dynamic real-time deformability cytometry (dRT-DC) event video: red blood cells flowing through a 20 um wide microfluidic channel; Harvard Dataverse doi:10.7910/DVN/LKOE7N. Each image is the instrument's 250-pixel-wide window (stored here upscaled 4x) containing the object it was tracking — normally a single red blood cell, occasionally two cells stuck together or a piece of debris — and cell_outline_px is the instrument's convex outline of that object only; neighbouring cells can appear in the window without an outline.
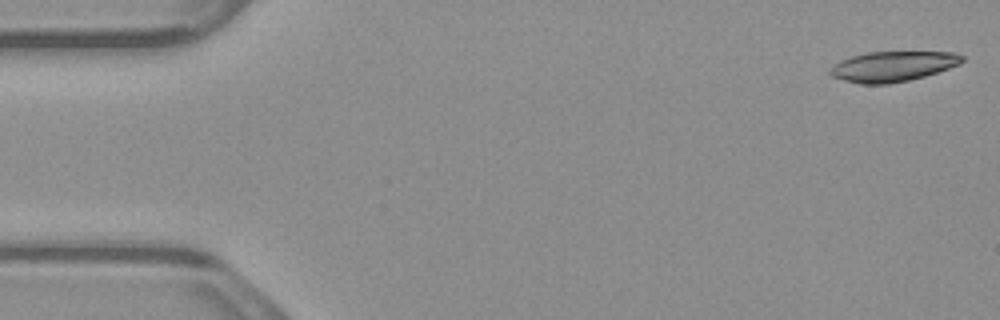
{"species": "common noctule bat (a hibernating species)", "species_latin": "Nyctalus noctula", "temperature_condition": "warm", "stored_images_in_passage": 52, "camera_frame_rate_fps": 3000, "um_per_image_px": 0.085, "animal": {"sex": "male", "body_mass_g": 23.1, "forearm_length_mm": 52.7}, "frame": {"image": 1, "passage_image": 1, "time_ms": 0.0, "image_size_px": [1000, 320], "cell_outline_px": [[964, 60], [960, 64], [924, 76], [908, 80], [888, 84], [860, 84], [844, 80], [832, 76], [828, 72], [828, 68], [840, 60], [852, 56], [868, 52], [952, 52], [964, 56]], "centroid_in_image_um": [75.85, 5.64], "position_along_channel_um": 9.2, "area_um2": 23.18}}
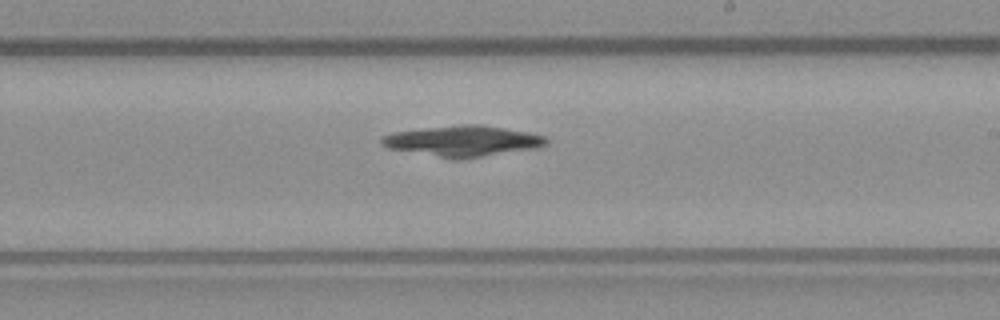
{"frame": {"image": 2, "passage_image": 30, "time_ms": 9.667, "image_size_px": [1000, 320], "cell_outline_px": [[548, 144], [540, 148], [460, 160], [452, 160], [388, 148], [380, 144], [380, 136], [392, 132], [460, 124], [480, 124], [528, 132], [544, 136], [548, 140]], "centroid_in_image_um": [39.33, 12.0], "position_along_channel_um": 249.7, "area_um2": 30.06}}
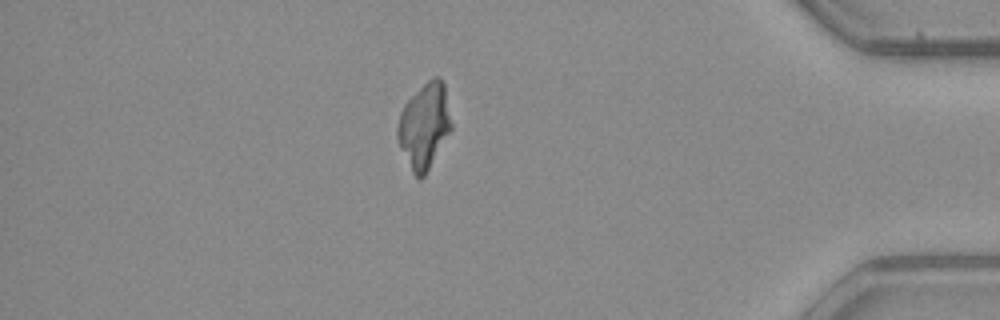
{"frame": {"image": 3, "passage_image": 45, "time_ms": 14.667, "image_size_px": [1000, 320], "cell_outline_px": [[452, 128], [424, 176], [420, 180], [412, 172], [400, 148], [396, 132], [400, 112], [404, 104], [432, 76], [436, 76], [444, 84], [452, 124]], "centroid_in_image_um": [36.06, 10.7], "position_along_channel_um": 399.1, "area_um2": 26.3}, "authors_computed_cell_mechanics": {"area_um2": 28.1486, "velocity_mm_per_s": 3.8618, "shape_relaxation_time_tau1_ms": 5.3165, "shape_relaxation_time_tau2_ms": null, "deformation_change_tau1": 0.1939, "deformation_change_tau2": null}}